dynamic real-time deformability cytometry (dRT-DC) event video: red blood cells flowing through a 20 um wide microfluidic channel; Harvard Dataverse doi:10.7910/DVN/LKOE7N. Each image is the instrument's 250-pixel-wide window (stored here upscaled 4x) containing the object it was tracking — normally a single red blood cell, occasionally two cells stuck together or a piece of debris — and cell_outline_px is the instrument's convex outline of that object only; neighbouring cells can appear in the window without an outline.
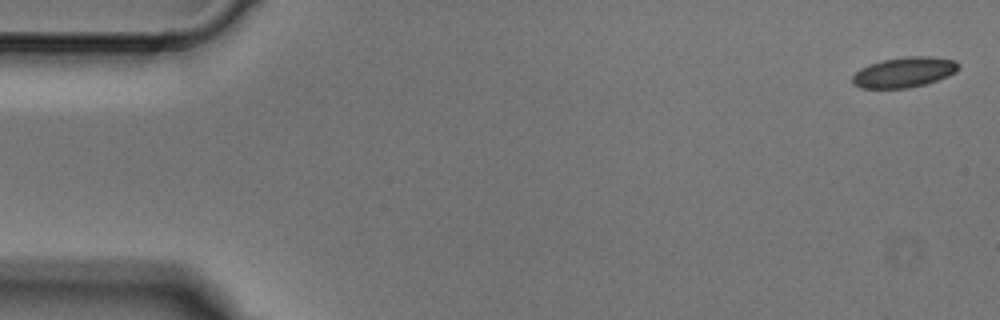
{"species": "Egyptian fruit bat (a non-hibernating species)", "species_latin": "Rousettus aegyptiacus", "temperature_condition": "cold", "stored_images_in_passage": 4, "camera_frame_rate_fps": 3000, "um_per_image_px": 0.085, "animal": {"sex": "male"}, "frame": {"image": 1, "passage_image": 1, "time_ms": 0.0, "image_size_px": [1000, 320], "cell_outline_px": [[960, 68], [956, 72], [948, 76], [924, 84], [908, 88], [860, 88], [852, 84], [852, 76], [860, 68], [868, 64], [884, 60], [908, 56], [928, 56], [956, 60], [960, 64]], "centroid_in_image_um": [76.86, 6.14], "position_along_channel_um": 8.1, "area_um2": 18.79}}